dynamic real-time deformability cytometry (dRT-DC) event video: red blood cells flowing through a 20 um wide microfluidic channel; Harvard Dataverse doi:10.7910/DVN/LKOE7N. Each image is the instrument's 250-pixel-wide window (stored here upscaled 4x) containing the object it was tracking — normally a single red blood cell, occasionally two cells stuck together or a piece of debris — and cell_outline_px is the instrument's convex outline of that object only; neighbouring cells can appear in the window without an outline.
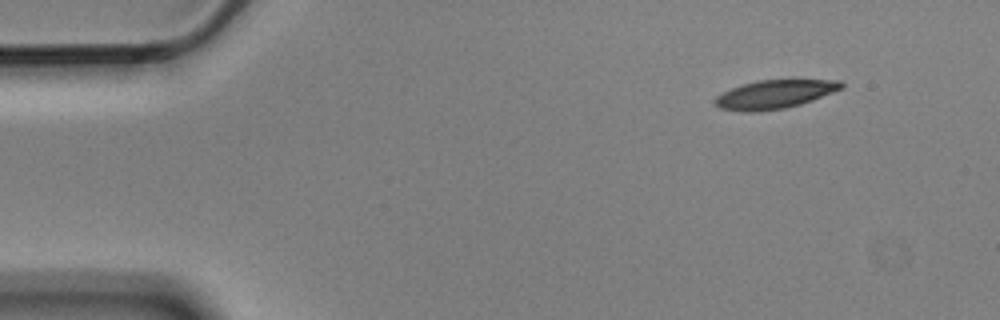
{"species": "Egyptian fruit bat (a non-hibernating species)", "species_latin": "Rousettus aegyptiacus", "temperature_condition": "cold", "stored_images_in_passage": 4, "camera_frame_rate_fps": 3000, "um_per_image_px": 0.085, "animal": {"sex": "male"}, "frame": {"image": 1, "passage_image": 1, "time_ms": 0.0, "image_size_px": [1000, 320], "cell_outline_px": [[844, 88], [812, 100], [800, 104], [784, 108], [756, 112], [740, 112], [720, 108], [712, 100], [716, 96], [732, 88], [756, 80], [840, 80], [844, 84]], "centroid_in_image_um": [65.83, 8.02], "position_along_channel_um": 19.2, "area_um2": 20.98}}
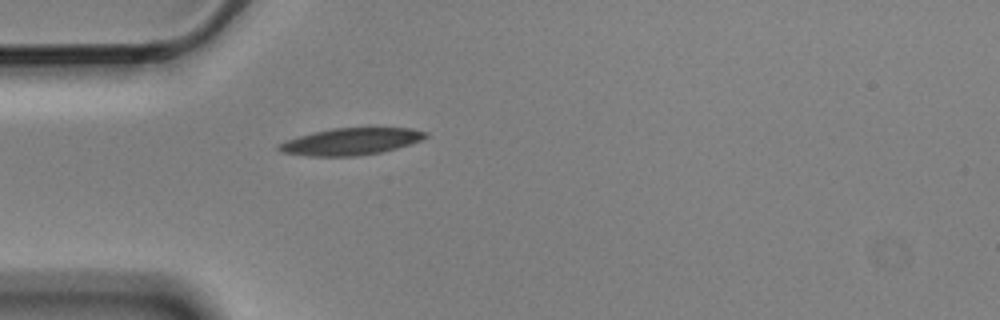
{"frame": {"image": 2, "passage_image": 4, "time_ms": 1.0, "image_size_px": [1000, 320], "cell_outline_px": [[428, 136], [420, 140], [396, 148], [380, 152], [356, 156], [308, 156], [280, 152], [276, 148], [280, 144], [288, 140], [312, 132], [332, 128], [412, 128], [428, 132]], "centroid_in_image_um": [29.82, 12.02], "position_along_channel_um": 55.2, "area_um2": 22.77}}